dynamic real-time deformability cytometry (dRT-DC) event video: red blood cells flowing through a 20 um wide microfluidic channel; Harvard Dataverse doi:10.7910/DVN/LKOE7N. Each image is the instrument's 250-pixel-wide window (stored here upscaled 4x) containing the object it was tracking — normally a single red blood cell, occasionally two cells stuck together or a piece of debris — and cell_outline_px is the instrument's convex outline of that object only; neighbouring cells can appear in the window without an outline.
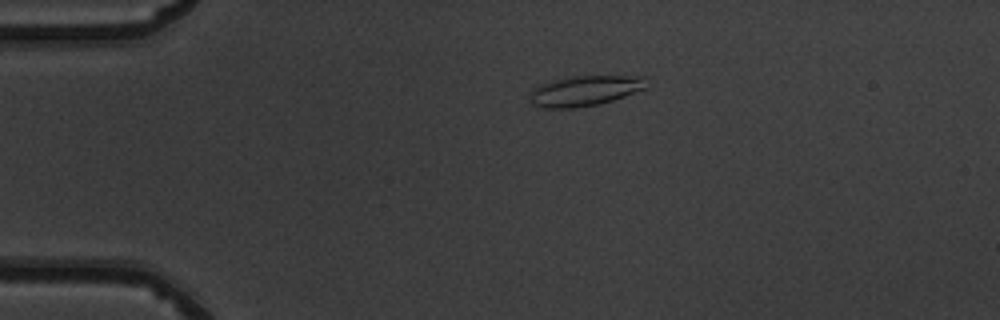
{"species": "common noctule bat (a hibernating species)", "species_latin": "Nyctalus noctula", "temperature_condition": "warm", "stored_images_in_passage": 9, "camera_frame_rate_fps": 3000, "um_per_image_px": 0.085, "animal": {"sex": "male", "body_mass_g": 19.5, "forearm_length_mm": 54.6}, "frame": {"image": 1, "passage_image": 1, "time_ms": 0.0, "image_size_px": [1000, 320], "cell_outline_px": [[648, 88], [600, 104], [576, 108], [544, 108], [532, 104], [528, 96], [532, 88], [540, 84], [572, 76], [644, 76]], "centroid_in_image_um": [49.69, 7.72], "position_along_channel_um": 35.3, "area_um2": 20.69}}
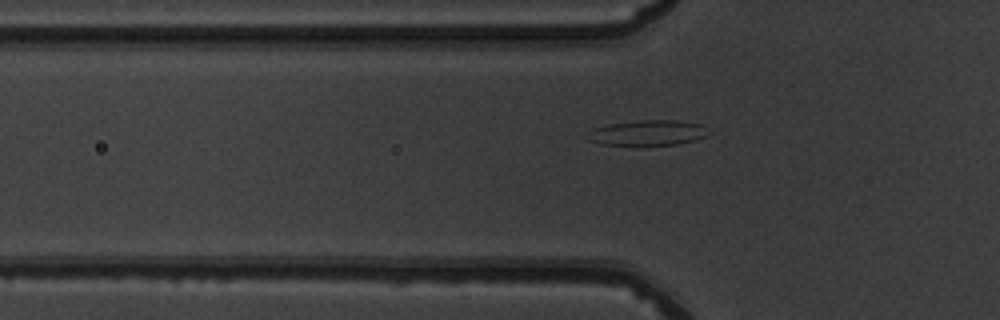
{"frame": {"image": 2, "passage_image": 7, "time_ms": 2.0, "image_size_px": [1000, 320], "cell_outline_px": [[708, 136], [696, 140], [680, 144], [644, 148], [636, 148], [600, 144], [592, 140], [592, 132], [596, 128], [608, 124], [640, 120], [676, 120], [700, 124]], "centroid_in_image_um": [55.1, 11.35], "position_along_channel_um": 70.7, "area_um2": 18.32}}